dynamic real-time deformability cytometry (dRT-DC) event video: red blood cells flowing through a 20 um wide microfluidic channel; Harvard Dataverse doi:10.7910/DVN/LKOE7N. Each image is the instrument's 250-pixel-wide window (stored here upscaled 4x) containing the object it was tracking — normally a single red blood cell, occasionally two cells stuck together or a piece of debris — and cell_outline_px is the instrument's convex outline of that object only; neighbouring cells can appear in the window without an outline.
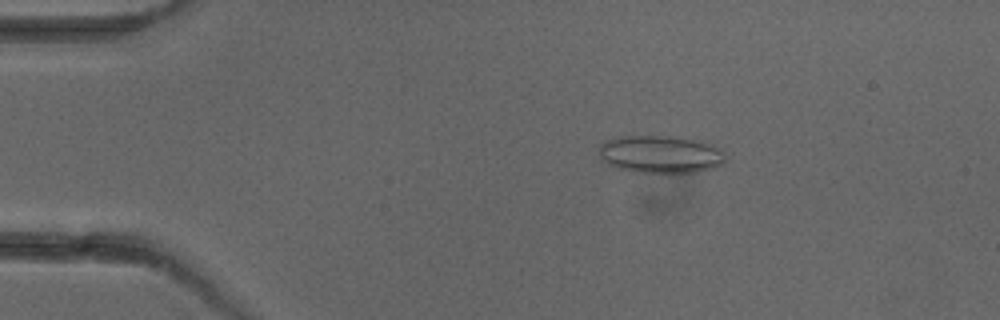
{"species": "common noctule bat (a hibernating species)", "species_latin": "Nyctalus noctula", "temperature_condition": "cold", "stored_images_in_passage": 7, "camera_frame_rate_fps": 3000, "um_per_image_px": 0.085, "animal": {"sex": "female"}, "frame": {"image": 1, "passage_image": 3, "time_ms": 2.333, "image_size_px": [1000, 320], "cell_outline_px": [[728, 160], [724, 164], [716, 168], [692, 172], [636, 172], [616, 168], [608, 164], [600, 156], [600, 144], [608, 140], [620, 136], [676, 136], [704, 140], [720, 148], [724, 152]], "centroid_in_image_um": [56.23, 13.1], "position_along_channel_um": 28.8, "area_um2": 28.15}}
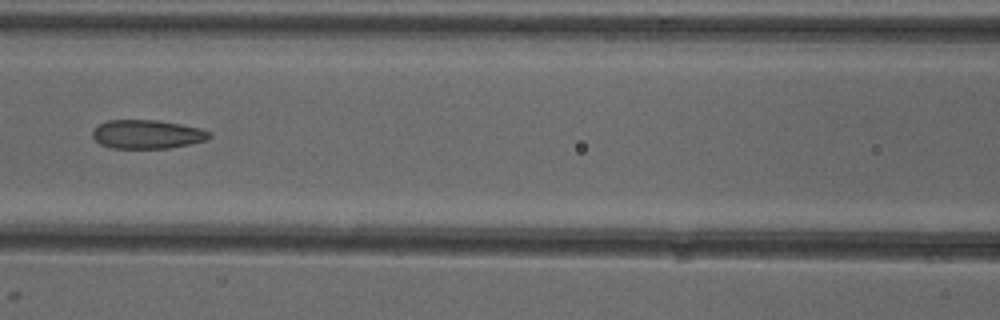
{"frame": {"image": 2, "passage_image": 7, "time_ms": 7.0, "image_size_px": [1000, 320], "cell_outline_px": [[212, 136], [208, 140], [168, 148], [112, 148], [100, 144], [92, 136], [92, 132], [100, 124], [108, 120], [156, 120], [180, 124], [200, 128], [212, 132]], "centroid_in_image_um": [12.54, 11.41], "position_along_channel_um": 154.1, "area_um2": 19.54}}